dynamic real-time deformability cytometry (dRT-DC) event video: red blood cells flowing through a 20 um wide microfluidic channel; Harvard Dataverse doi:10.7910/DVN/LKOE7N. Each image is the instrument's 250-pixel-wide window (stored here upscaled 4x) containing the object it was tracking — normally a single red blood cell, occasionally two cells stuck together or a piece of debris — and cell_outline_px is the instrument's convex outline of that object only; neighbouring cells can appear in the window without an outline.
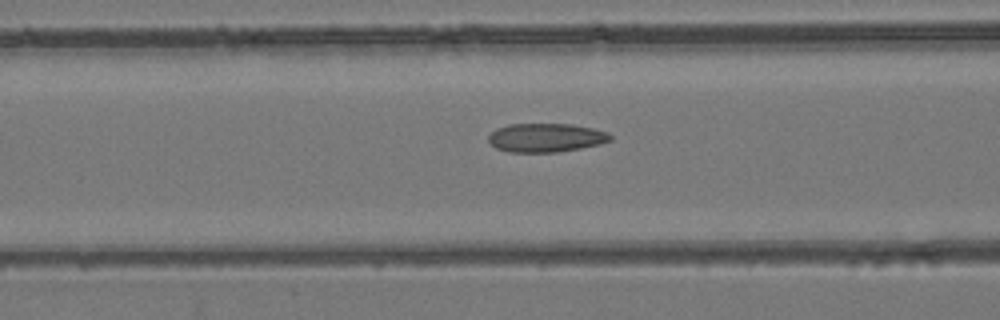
{"species": "common noctule bat (a hibernating species)", "species_latin": "Nyctalus noctula", "temperature_condition": "room temperature", "stored_images_in_passage": 53, "camera_frame_rate_fps": 3000, "um_per_image_px": 0.085, "animal": {"sex": "female", "body_mass_g": 24.6, "forearm_length_mm": 56.2}, "frame": {"image": 1, "passage_image": 22, "time_ms": 7.0, "image_size_px": [1000, 320], "cell_outline_px": [[612, 140], [600, 144], [560, 152], [508, 152], [496, 148], [488, 140], [488, 136], [496, 128], [508, 124], [572, 124], [592, 128], [608, 132], [612, 136]], "centroid_in_image_um": [46.41, 11.7], "position_along_channel_um": 120.2, "area_um2": 20.52}}
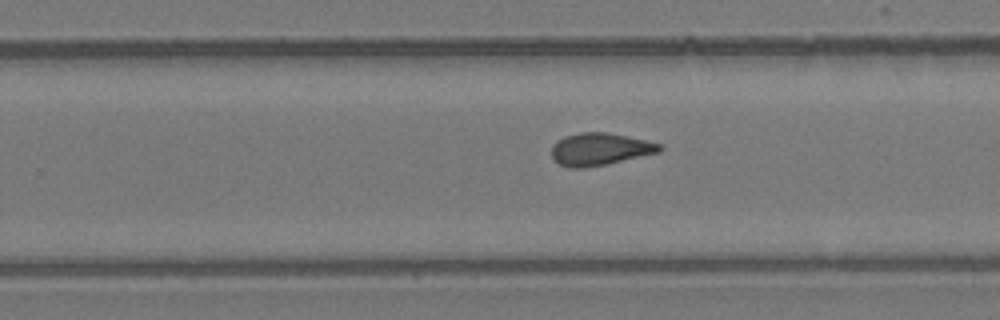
{"frame": {"image": 2, "passage_image": 34, "time_ms": 11.0, "image_size_px": [1000, 320], "cell_outline_px": [[664, 148], [660, 152], [604, 164], [584, 168], [568, 168], [552, 160], [552, 148], [556, 140], [564, 136], [580, 132], [604, 132], [644, 140], [660, 144]], "centroid_in_image_um": [50.94, 12.68], "position_along_channel_um": 278.9, "area_um2": 20.17}}
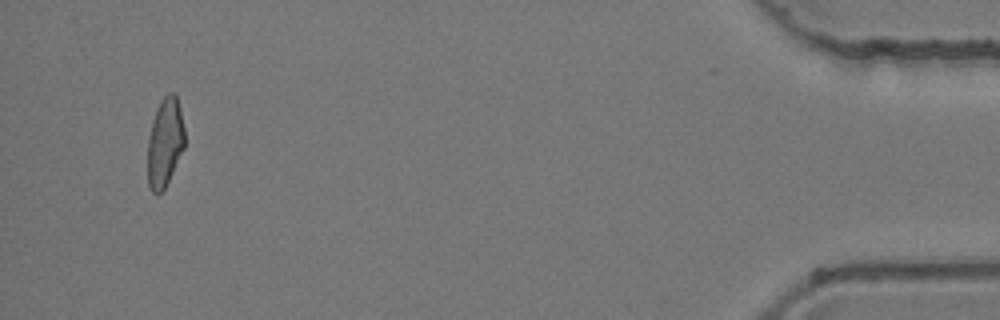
{"frame": {"image": 3, "passage_image": 51, "time_ms": 16.667, "image_size_px": [1000, 320], "cell_outline_px": [[184, 148], [164, 188], [160, 192], [152, 192], [148, 184], [148, 136], [152, 120], [156, 108], [160, 100], [168, 92], [176, 92], [180, 108], [184, 128]], "centroid_in_image_um": [14.01, 12.03], "position_along_channel_um": 421.2, "area_um2": 19.13}, "authors_computed_cell_mechanics": {"area_um2": 20.519, "velocity_mm_per_s": 3.9681, "shape_relaxation_time_tau1_ms": null, "shape_relaxation_time_tau2_ms": 2.6504, "deformation_change_tau1": null, "deformation_change_tau2": 0.0973}}